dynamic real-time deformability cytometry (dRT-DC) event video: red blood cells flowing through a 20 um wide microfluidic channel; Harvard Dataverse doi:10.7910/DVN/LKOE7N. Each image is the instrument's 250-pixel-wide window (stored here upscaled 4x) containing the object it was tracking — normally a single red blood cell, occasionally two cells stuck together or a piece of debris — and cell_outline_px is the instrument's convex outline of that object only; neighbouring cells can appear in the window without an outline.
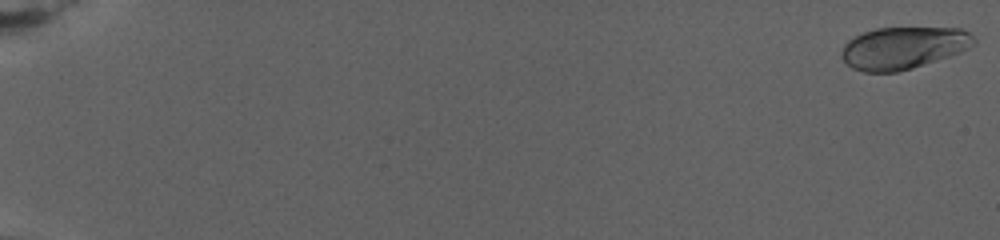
{"species": "human", "species_latin": "Homo sapiens", "temperature_condition": "warm", "stored_images_in_passage": 79, "camera_frame_rate_fps": 3000, "um_per_image_px": 0.085, "donor": {"sex": "female"}, "frame": {"image": 1, "passage_image": 1, "time_ms": 0.0, "image_size_px": [1000, 240], "cell_outline_px": [[976, 44], [960, 52], [912, 68], [896, 72], [864, 72], [852, 68], [840, 56], [840, 52], [844, 44], [848, 40], [864, 32], [876, 28], [960, 28], [968, 32], [976, 40]], "centroid_in_image_um": [76.76, 4.07], "position_along_channel_um": 8.2, "area_um2": 32.37}}
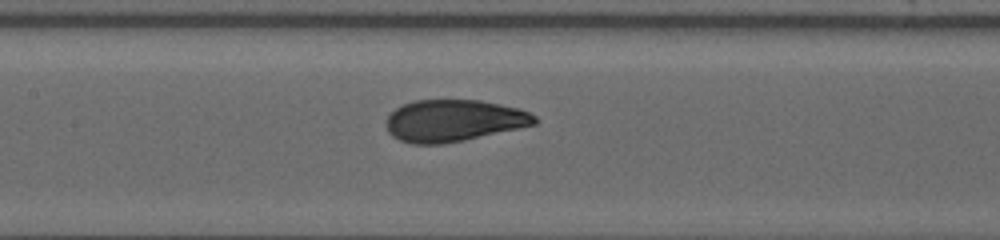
{"frame": {"image": 2, "passage_image": 43, "time_ms": 14.0, "image_size_px": [1000, 240], "cell_outline_px": [[536, 124], [520, 128], [464, 140], [440, 144], [412, 144], [400, 140], [392, 136], [388, 132], [384, 124], [388, 116], [396, 108], [404, 104], [416, 100], [480, 100], [500, 104], [516, 108], [528, 112], [536, 116]], "centroid_in_image_um": [38.53, 10.26], "position_along_channel_um": 168.9, "area_um2": 36.13}}
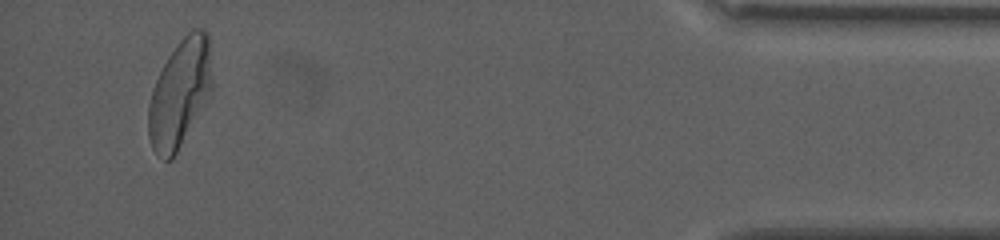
{"frame": {"image": 3, "passage_image": 78, "time_ms": 25.667, "image_size_px": [1000, 240], "cell_outline_px": [[212, 88], [172, 160], [164, 160], [152, 148], [148, 136], [148, 104], [152, 88], [168, 56], [180, 40], [192, 28], [204, 28], [208, 32], [212, 80]], "centroid_in_image_um": [15.26, 7.89], "position_along_channel_um": 419.9, "area_um2": 39.42}, "authors_computed_cell_mechanics": {"area_um2": 36.125, "velocity_mm_per_s": 2.6577, "shape_relaxation_time_tau1_ms": 5.7654, "shape_relaxation_time_tau2_ms": null, "deformation_change_tau1": 0.2037, "deformation_change_tau2": null}}